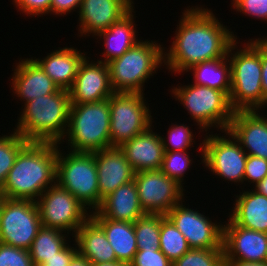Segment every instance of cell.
Returning a JSON list of instances; mask_svg holds the SVG:
<instances>
[{
    "instance_id": "cell-11",
    "label": "cell",
    "mask_w": 267,
    "mask_h": 266,
    "mask_svg": "<svg viewBox=\"0 0 267 266\" xmlns=\"http://www.w3.org/2000/svg\"><path fill=\"white\" fill-rule=\"evenodd\" d=\"M223 132L224 136L205 135L199 150L202 151V163L211 170L210 172L225 180L243 183L248 155L230 131L224 130ZM225 134L229 137L226 138Z\"/></svg>"
},
{
    "instance_id": "cell-39",
    "label": "cell",
    "mask_w": 267,
    "mask_h": 266,
    "mask_svg": "<svg viewBox=\"0 0 267 266\" xmlns=\"http://www.w3.org/2000/svg\"><path fill=\"white\" fill-rule=\"evenodd\" d=\"M267 176V160L252 155L247 156L244 181L258 184Z\"/></svg>"
},
{
    "instance_id": "cell-33",
    "label": "cell",
    "mask_w": 267,
    "mask_h": 266,
    "mask_svg": "<svg viewBox=\"0 0 267 266\" xmlns=\"http://www.w3.org/2000/svg\"><path fill=\"white\" fill-rule=\"evenodd\" d=\"M172 266H225L223 249H190Z\"/></svg>"
},
{
    "instance_id": "cell-19",
    "label": "cell",
    "mask_w": 267,
    "mask_h": 266,
    "mask_svg": "<svg viewBox=\"0 0 267 266\" xmlns=\"http://www.w3.org/2000/svg\"><path fill=\"white\" fill-rule=\"evenodd\" d=\"M258 112L234 111L228 131L239 141L247 155L267 160V117Z\"/></svg>"
},
{
    "instance_id": "cell-12",
    "label": "cell",
    "mask_w": 267,
    "mask_h": 266,
    "mask_svg": "<svg viewBox=\"0 0 267 266\" xmlns=\"http://www.w3.org/2000/svg\"><path fill=\"white\" fill-rule=\"evenodd\" d=\"M42 227L35 201L5 198L0 214V242L29 250Z\"/></svg>"
},
{
    "instance_id": "cell-35",
    "label": "cell",
    "mask_w": 267,
    "mask_h": 266,
    "mask_svg": "<svg viewBox=\"0 0 267 266\" xmlns=\"http://www.w3.org/2000/svg\"><path fill=\"white\" fill-rule=\"evenodd\" d=\"M170 127L167 131L169 140L161 136L164 151H188L193 145L192 142H194V136L190 128L184 124H175Z\"/></svg>"
},
{
    "instance_id": "cell-16",
    "label": "cell",
    "mask_w": 267,
    "mask_h": 266,
    "mask_svg": "<svg viewBox=\"0 0 267 266\" xmlns=\"http://www.w3.org/2000/svg\"><path fill=\"white\" fill-rule=\"evenodd\" d=\"M89 62V58L83 59L69 89L71 104L98 102L114 94L110 84L108 64L102 61Z\"/></svg>"
},
{
    "instance_id": "cell-29",
    "label": "cell",
    "mask_w": 267,
    "mask_h": 266,
    "mask_svg": "<svg viewBox=\"0 0 267 266\" xmlns=\"http://www.w3.org/2000/svg\"><path fill=\"white\" fill-rule=\"evenodd\" d=\"M56 228L41 227L34 238L29 254L35 266L44 265L68 244V234Z\"/></svg>"
},
{
    "instance_id": "cell-44",
    "label": "cell",
    "mask_w": 267,
    "mask_h": 266,
    "mask_svg": "<svg viewBox=\"0 0 267 266\" xmlns=\"http://www.w3.org/2000/svg\"><path fill=\"white\" fill-rule=\"evenodd\" d=\"M68 266H92V263L77 252L71 259Z\"/></svg>"
},
{
    "instance_id": "cell-28",
    "label": "cell",
    "mask_w": 267,
    "mask_h": 266,
    "mask_svg": "<svg viewBox=\"0 0 267 266\" xmlns=\"http://www.w3.org/2000/svg\"><path fill=\"white\" fill-rule=\"evenodd\" d=\"M191 70L195 78L194 84L217 89L230 96L231 66L227 57L198 63L188 69Z\"/></svg>"
},
{
    "instance_id": "cell-2",
    "label": "cell",
    "mask_w": 267,
    "mask_h": 266,
    "mask_svg": "<svg viewBox=\"0 0 267 266\" xmlns=\"http://www.w3.org/2000/svg\"><path fill=\"white\" fill-rule=\"evenodd\" d=\"M57 143L28 142L0 190L8 199L36 201L56 183Z\"/></svg>"
},
{
    "instance_id": "cell-27",
    "label": "cell",
    "mask_w": 267,
    "mask_h": 266,
    "mask_svg": "<svg viewBox=\"0 0 267 266\" xmlns=\"http://www.w3.org/2000/svg\"><path fill=\"white\" fill-rule=\"evenodd\" d=\"M132 8L118 22L113 23L108 29L100 32L97 36L104 40L105 52H103L104 63H109L115 58L122 56L127 50L133 47L140 40L137 39L134 26V15Z\"/></svg>"
},
{
    "instance_id": "cell-8",
    "label": "cell",
    "mask_w": 267,
    "mask_h": 266,
    "mask_svg": "<svg viewBox=\"0 0 267 266\" xmlns=\"http://www.w3.org/2000/svg\"><path fill=\"white\" fill-rule=\"evenodd\" d=\"M171 92L203 132H207L210 127L220 128V131L228 130L234 110L225 92L194 83L174 87Z\"/></svg>"
},
{
    "instance_id": "cell-25",
    "label": "cell",
    "mask_w": 267,
    "mask_h": 266,
    "mask_svg": "<svg viewBox=\"0 0 267 266\" xmlns=\"http://www.w3.org/2000/svg\"><path fill=\"white\" fill-rule=\"evenodd\" d=\"M73 240L78 252L91 263L116 262V254L103 229L89 217L77 230Z\"/></svg>"
},
{
    "instance_id": "cell-22",
    "label": "cell",
    "mask_w": 267,
    "mask_h": 266,
    "mask_svg": "<svg viewBox=\"0 0 267 266\" xmlns=\"http://www.w3.org/2000/svg\"><path fill=\"white\" fill-rule=\"evenodd\" d=\"M96 211L104 218L132 223L145 215L134 180L119 186L103 198Z\"/></svg>"
},
{
    "instance_id": "cell-5",
    "label": "cell",
    "mask_w": 267,
    "mask_h": 266,
    "mask_svg": "<svg viewBox=\"0 0 267 266\" xmlns=\"http://www.w3.org/2000/svg\"><path fill=\"white\" fill-rule=\"evenodd\" d=\"M156 41L141 40L108 64L114 93H144L143 86L164 63L165 48Z\"/></svg>"
},
{
    "instance_id": "cell-17",
    "label": "cell",
    "mask_w": 267,
    "mask_h": 266,
    "mask_svg": "<svg viewBox=\"0 0 267 266\" xmlns=\"http://www.w3.org/2000/svg\"><path fill=\"white\" fill-rule=\"evenodd\" d=\"M133 3L131 0H81L79 36H90L91 33L97 36L134 8Z\"/></svg>"
},
{
    "instance_id": "cell-3",
    "label": "cell",
    "mask_w": 267,
    "mask_h": 266,
    "mask_svg": "<svg viewBox=\"0 0 267 266\" xmlns=\"http://www.w3.org/2000/svg\"><path fill=\"white\" fill-rule=\"evenodd\" d=\"M70 105L69 90L59 89L50 95L36 96L24 103L14 130L28 142L61 144V140L65 142Z\"/></svg>"
},
{
    "instance_id": "cell-10",
    "label": "cell",
    "mask_w": 267,
    "mask_h": 266,
    "mask_svg": "<svg viewBox=\"0 0 267 266\" xmlns=\"http://www.w3.org/2000/svg\"><path fill=\"white\" fill-rule=\"evenodd\" d=\"M35 202L43 227L67 231V234L72 232L74 236L91 216L73 194L57 183L47 188Z\"/></svg>"
},
{
    "instance_id": "cell-6",
    "label": "cell",
    "mask_w": 267,
    "mask_h": 266,
    "mask_svg": "<svg viewBox=\"0 0 267 266\" xmlns=\"http://www.w3.org/2000/svg\"><path fill=\"white\" fill-rule=\"evenodd\" d=\"M64 138H69V149L75 152H95L111 147L109 98L71 104Z\"/></svg>"
},
{
    "instance_id": "cell-43",
    "label": "cell",
    "mask_w": 267,
    "mask_h": 266,
    "mask_svg": "<svg viewBox=\"0 0 267 266\" xmlns=\"http://www.w3.org/2000/svg\"><path fill=\"white\" fill-rule=\"evenodd\" d=\"M261 38V63H262V91H263V108L267 106V39Z\"/></svg>"
},
{
    "instance_id": "cell-21",
    "label": "cell",
    "mask_w": 267,
    "mask_h": 266,
    "mask_svg": "<svg viewBox=\"0 0 267 266\" xmlns=\"http://www.w3.org/2000/svg\"><path fill=\"white\" fill-rule=\"evenodd\" d=\"M12 76V89L24 103L34 100L36 96L55 93L59 87L33 60L27 58L17 63Z\"/></svg>"
},
{
    "instance_id": "cell-23",
    "label": "cell",
    "mask_w": 267,
    "mask_h": 266,
    "mask_svg": "<svg viewBox=\"0 0 267 266\" xmlns=\"http://www.w3.org/2000/svg\"><path fill=\"white\" fill-rule=\"evenodd\" d=\"M87 57L77 48L64 47L54 50L43 59H33L53 80L59 89L69 90L76 78L79 66Z\"/></svg>"
},
{
    "instance_id": "cell-32",
    "label": "cell",
    "mask_w": 267,
    "mask_h": 266,
    "mask_svg": "<svg viewBox=\"0 0 267 266\" xmlns=\"http://www.w3.org/2000/svg\"><path fill=\"white\" fill-rule=\"evenodd\" d=\"M28 143L18 132L0 137V190L13 167L19 151Z\"/></svg>"
},
{
    "instance_id": "cell-13",
    "label": "cell",
    "mask_w": 267,
    "mask_h": 266,
    "mask_svg": "<svg viewBox=\"0 0 267 266\" xmlns=\"http://www.w3.org/2000/svg\"><path fill=\"white\" fill-rule=\"evenodd\" d=\"M134 182L145 214L166 215L176 204L184 200L183 187L160 169L137 172Z\"/></svg>"
},
{
    "instance_id": "cell-48",
    "label": "cell",
    "mask_w": 267,
    "mask_h": 266,
    "mask_svg": "<svg viewBox=\"0 0 267 266\" xmlns=\"http://www.w3.org/2000/svg\"><path fill=\"white\" fill-rule=\"evenodd\" d=\"M5 198L6 197L3 194H1V192H0V214H1V209H2L3 202H4Z\"/></svg>"
},
{
    "instance_id": "cell-42",
    "label": "cell",
    "mask_w": 267,
    "mask_h": 266,
    "mask_svg": "<svg viewBox=\"0 0 267 266\" xmlns=\"http://www.w3.org/2000/svg\"><path fill=\"white\" fill-rule=\"evenodd\" d=\"M81 0H52L51 2V13L54 15H65L74 9L80 8Z\"/></svg>"
},
{
    "instance_id": "cell-15",
    "label": "cell",
    "mask_w": 267,
    "mask_h": 266,
    "mask_svg": "<svg viewBox=\"0 0 267 266\" xmlns=\"http://www.w3.org/2000/svg\"><path fill=\"white\" fill-rule=\"evenodd\" d=\"M225 261L267 262V233L243 228L230 219L223 225Z\"/></svg>"
},
{
    "instance_id": "cell-9",
    "label": "cell",
    "mask_w": 267,
    "mask_h": 266,
    "mask_svg": "<svg viewBox=\"0 0 267 266\" xmlns=\"http://www.w3.org/2000/svg\"><path fill=\"white\" fill-rule=\"evenodd\" d=\"M144 93H114L109 98L111 147H120L153 123Z\"/></svg>"
},
{
    "instance_id": "cell-38",
    "label": "cell",
    "mask_w": 267,
    "mask_h": 266,
    "mask_svg": "<svg viewBox=\"0 0 267 266\" xmlns=\"http://www.w3.org/2000/svg\"><path fill=\"white\" fill-rule=\"evenodd\" d=\"M233 9L267 21V0H232Z\"/></svg>"
},
{
    "instance_id": "cell-14",
    "label": "cell",
    "mask_w": 267,
    "mask_h": 266,
    "mask_svg": "<svg viewBox=\"0 0 267 266\" xmlns=\"http://www.w3.org/2000/svg\"><path fill=\"white\" fill-rule=\"evenodd\" d=\"M182 202L176 204L166 216L185 236L190 248L223 249V224L212 222L199 210L189 209Z\"/></svg>"
},
{
    "instance_id": "cell-7",
    "label": "cell",
    "mask_w": 267,
    "mask_h": 266,
    "mask_svg": "<svg viewBox=\"0 0 267 266\" xmlns=\"http://www.w3.org/2000/svg\"><path fill=\"white\" fill-rule=\"evenodd\" d=\"M58 145L56 183L73 194L84 207L96 211L99 187L94 153L70 151L65 155Z\"/></svg>"
},
{
    "instance_id": "cell-20",
    "label": "cell",
    "mask_w": 267,
    "mask_h": 266,
    "mask_svg": "<svg viewBox=\"0 0 267 266\" xmlns=\"http://www.w3.org/2000/svg\"><path fill=\"white\" fill-rule=\"evenodd\" d=\"M150 126L145 132L136 135L120 146L125 158L135 173L160 169L164 148L160 134Z\"/></svg>"
},
{
    "instance_id": "cell-45",
    "label": "cell",
    "mask_w": 267,
    "mask_h": 266,
    "mask_svg": "<svg viewBox=\"0 0 267 266\" xmlns=\"http://www.w3.org/2000/svg\"><path fill=\"white\" fill-rule=\"evenodd\" d=\"M225 266H267V262L225 261Z\"/></svg>"
},
{
    "instance_id": "cell-30",
    "label": "cell",
    "mask_w": 267,
    "mask_h": 266,
    "mask_svg": "<svg viewBox=\"0 0 267 266\" xmlns=\"http://www.w3.org/2000/svg\"><path fill=\"white\" fill-rule=\"evenodd\" d=\"M190 249L185 236L166 215H163L160 230V250L173 263Z\"/></svg>"
},
{
    "instance_id": "cell-36",
    "label": "cell",
    "mask_w": 267,
    "mask_h": 266,
    "mask_svg": "<svg viewBox=\"0 0 267 266\" xmlns=\"http://www.w3.org/2000/svg\"><path fill=\"white\" fill-rule=\"evenodd\" d=\"M0 266H35L29 250L0 242Z\"/></svg>"
},
{
    "instance_id": "cell-24",
    "label": "cell",
    "mask_w": 267,
    "mask_h": 266,
    "mask_svg": "<svg viewBox=\"0 0 267 266\" xmlns=\"http://www.w3.org/2000/svg\"><path fill=\"white\" fill-rule=\"evenodd\" d=\"M242 193V194H241ZM229 219L246 229L267 233V197L256 190L243 191L236 196Z\"/></svg>"
},
{
    "instance_id": "cell-26",
    "label": "cell",
    "mask_w": 267,
    "mask_h": 266,
    "mask_svg": "<svg viewBox=\"0 0 267 266\" xmlns=\"http://www.w3.org/2000/svg\"><path fill=\"white\" fill-rule=\"evenodd\" d=\"M91 218L103 229L106 238L114 249L118 262L130 264L138 251L134 223L110 220L97 211H91Z\"/></svg>"
},
{
    "instance_id": "cell-46",
    "label": "cell",
    "mask_w": 267,
    "mask_h": 266,
    "mask_svg": "<svg viewBox=\"0 0 267 266\" xmlns=\"http://www.w3.org/2000/svg\"><path fill=\"white\" fill-rule=\"evenodd\" d=\"M254 187L253 190H256L259 194L267 197V176L262 179L258 184L254 185Z\"/></svg>"
},
{
    "instance_id": "cell-34",
    "label": "cell",
    "mask_w": 267,
    "mask_h": 266,
    "mask_svg": "<svg viewBox=\"0 0 267 266\" xmlns=\"http://www.w3.org/2000/svg\"><path fill=\"white\" fill-rule=\"evenodd\" d=\"M192 160L187 151H164L160 171L183 187L184 174Z\"/></svg>"
},
{
    "instance_id": "cell-37",
    "label": "cell",
    "mask_w": 267,
    "mask_h": 266,
    "mask_svg": "<svg viewBox=\"0 0 267 266\" xmlns=\"http://www.w3.org/2000/svg\"><path fill=\"white\" fill-rule=\"evenodd\" d=\"M160 249H138L130 266H172Z\"/></svg>"
},
{
    "instance_id": "cell-18",
    "label": "cell",
    "mask_w": 267,
    "mask_h": 266,
    "mask_svg": "<svg viewBox=\"0 0 267 266\" xmlns=\"http://www.w3.org/2000/svg\"><path fill=\"white\" fill-rule=\"evenodd\" d=\"M93 153L97 167L100 206L103 198L119 186L134 180L135 171L120 147H109Z\"/></svg>"
},
{
    "instance_id": "cell-4",
    "label": "cell",
    "mask_w": 267,
    "mask_h": 266,
    "mask_svg": "<svg viewBox=\"0 0 267 266\" xmlns=\"http://www.w3.org/2000/svg\"><path fill=\"white\" fill-rule=\"evenodd\" d=\"M238 43L235 40L227 53L231 66L230 104L234 111H260L263 109L261 38L250 39L235 52Z\"/></svg>"
},
{
    "instance_id": "cell-31",
    "label": "cell",
    "mask_w": 267,
    "mask_h": 266,
    "mask_svg": "<svg viewBox=\"0 0 267 266\" xmlns=\"http://www.w3.org/2000/svg\"><path fill=\"white\" fill-rule=\"evenodd\" d=\"M162 214H145L134 222L138 249H160Z\"/></svg>"
},
{
    "instance_id": "cell-41",
    "label": "cell",
    "mask_w": 267,
    "mask_h": 266,
    "mask_svg": "<svg viewBox=\"0 0 267 266\" xmlns=\"http://www.w3.org/2000/svg\"><path fill=\"white\" fill-rule=\"evenodd\" d=\"M78 252L77 245L71 247V245L67 244L62 250L56 253L51 259L42 265V266H68L72 257Z\"/></svg>"
},
{
    "instance_id": "cell-47",
    "label": "cell",
    "mask_w": 267,
    "mask_h": 266,
    "mask_svg": "<svg viewBox=\"0 0 267 266\" xmlns=\"http://www.w3.org/2000/svg\"><path fill=\"white\" fill-rule=\"evenodd\" d=\"M92 266H130V264L116 261L108 263H92Z\"/></svg>"
},
{
    "instance_id": "cell-1",
    "label": "cell",
    "mask_w": 267,
    "mask_h": 266,
    "mask_svg": "<svg viewBox=\"0 0 267 266\" xmlns=\"http://www.w3.org/2000/svg\"><path fill=\"white\" fill-rule=\"evenodd\" d=\"M196 7L182 12L175 39L169 51L163 52L164 64L175 74L188 72L198 63L227 57L230 45L237 40L212 10Z\"/></svg>"
},
{
    "instance_id": "cell-40",
    "label": "cell",
    "mask_w": 267,
    "mask_h": 266,
    "mask_svg": "<svg viewBox=\"0 0 267 266\" xmlns=\"http://www.w3.org/2000/svg\"><path fill=\"white\" fill-rule=\"evenodd\" d=\"M16 8L25 13L27 16L32 17L35 15L41 16L43 14H51L52 0H13ZM30 14V15H29ZM41 14V15H40Z\"/></svg>"
}]
</instances>
